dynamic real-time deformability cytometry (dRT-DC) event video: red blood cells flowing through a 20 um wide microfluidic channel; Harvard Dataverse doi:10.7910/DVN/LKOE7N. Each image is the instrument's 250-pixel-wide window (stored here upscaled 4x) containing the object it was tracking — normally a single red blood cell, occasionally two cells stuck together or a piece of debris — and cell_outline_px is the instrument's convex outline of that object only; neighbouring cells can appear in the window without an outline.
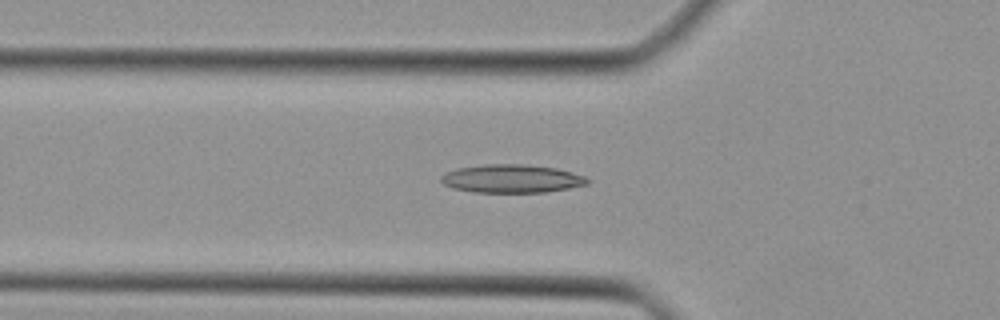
{"species": "Egyptian fruit bat (a non-hibernating species)", "species_latin": "Rousettus aegyptiacus", "temperature_condition": "cold", "stored_images_in_passage": 38, "camera_frame_rate_fps": 3000, "um_per_image_px": 0.085, "animal": {"sex": "female"}, "frame": {"image": 1, "passage_image": 13, "time_ms": 4.0, "image_size_px": [1000, 320], "cell_outline_px": [[592, 180], [588, 184], [568, 188], [544, 192], [472, 192], [452, 188], [444, 184], [440, 180], [440, 176], [448, 172], [460, 168], [484, 164], [520, 164], [556, 168], [572, 172], [584, 176]], "centroid_in_image_um": [43.51, 15.19], "position_along_channel_um": 82.3, "area_um2": 23.99}}
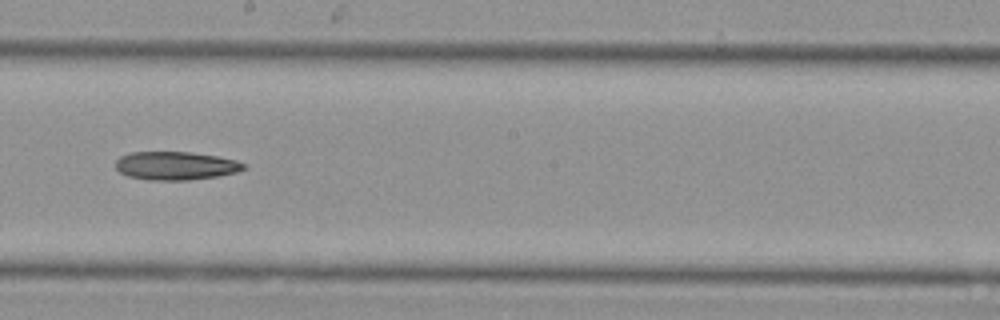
{"frame": {"image": 2, "passage_image": 23, "time_ms": 7.333, "image_size_px": [1000, 320], "cell_outline_px": [[244, 168], [236, 172], [216, 176], [188, 180], [148, 180], [128, 176], [120, 172], [116, 168], [116, 160], [120, 156], [132, 152], [188, 152], [216, 156], [236, 160], [244, 164]], "centroid_in_image_um": [14.89, 14.09], "position_along_channel_um": 233.3, "area_um2": 20.92}}
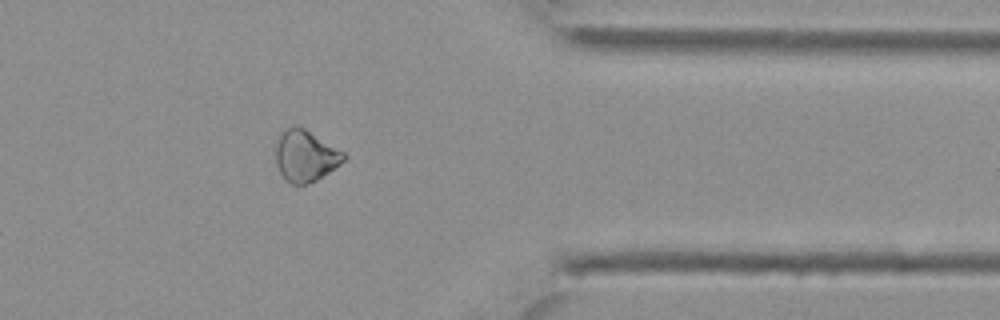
{"frame": {"image": 3, "passage_image": 34, "time_ms": 11.0, "image_size_px": [1000, 320], "cell_outline_px": [[348, 156], [340, 164], [316, 180], [308, 184], [292, 184], [284, 180], [276, 164], [276, 144], [280, 132], [284, 128], [304, 128], [344, 152]], "centroid_in_image_um": [25.94, 13.27], "position_along_channel_um": 385.5, "area_um2": 20.17}}